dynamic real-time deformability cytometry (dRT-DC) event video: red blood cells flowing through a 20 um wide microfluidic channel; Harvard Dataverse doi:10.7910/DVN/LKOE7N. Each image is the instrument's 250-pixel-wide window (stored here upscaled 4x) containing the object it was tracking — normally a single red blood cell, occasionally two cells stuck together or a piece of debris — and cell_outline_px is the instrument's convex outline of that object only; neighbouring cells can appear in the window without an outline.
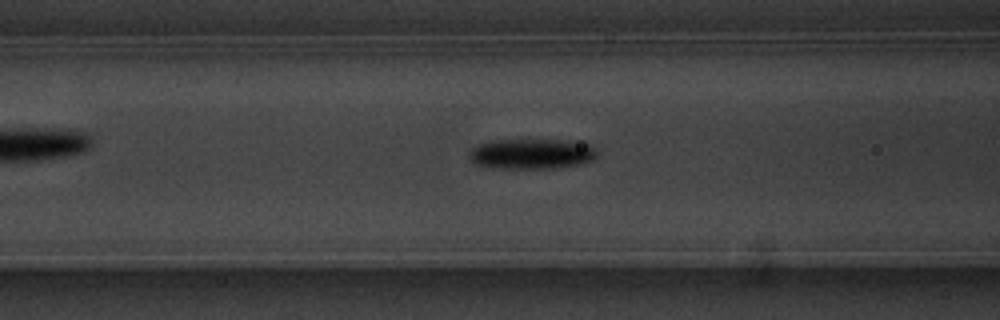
{"species": "common noctule bat (a hibernating species)", "species_latin": "Nyctalus noctula", "temperature_condition": "warm", "stored_images_in_passage": 29, "camera_frame_rate_fps": 3000, "um_per_image_px": 0.085, "animal": {"sex": "male", "body_mass_g": 20.1, "forearm_length_mm": 53.5}, "frame": {"image": 1, "passage_image": 7, "time_ms": 2.0, "image_size_px": [1000, 320], "cell_outline_px": [[596, 156], [592, 160], [584, 164], [552, 168], [500, 168], [472, 164], [468, 156], [468, 152], [472, 148], [480, 144], [496, 140], [560, 140], [588, 144], [596, 148]], "centroid_in_image_um": [45.17, 13.08], "position_along_channel_um": 121.4, "area_um2": 22.54}}
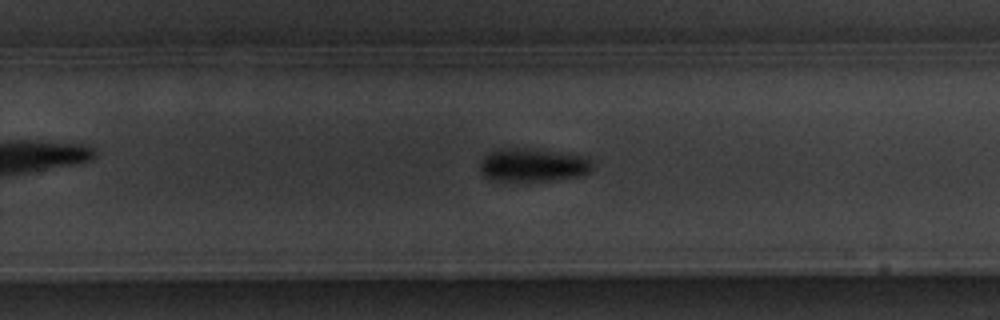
{"frame": {"image": 2, "passage_image": 20, "time_ms": 6.333, "image_size_px": [1000, 320], "cell_outline_px": [[592, 172], [584, 176], [548, 180], [488, 180], [480, 172], [480, 160], [484, 156], [492, 152], [504, 148], [516, 148], [552, 152], [584, 156], [592, 164]], "centroid_in_image_um": [45.28, 14.05], "position_along_channel_um": 284.5, "area_um2": 21.39}}
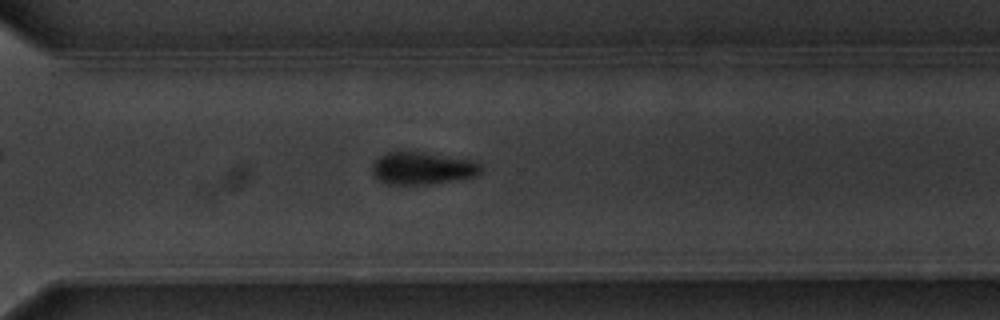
{"frame": {"image": 3, "passage_image": 24, "time_ms": 7.667, "image_size_px": [1000, 320], "cell_outline_px": [[484, 168], [480, 172], [472, 176], [452, 180], [428, 184], [388, 184], [380, 180], [372, 172], [372, 164], [380, 156], [388, 152], [424, 152], [480, 160]], "centroid_in_image_um": [35.97, 14.27], "position_along_channel_um": 334.6, "area_um2": 20.58}}